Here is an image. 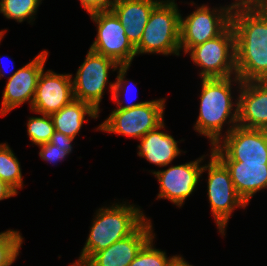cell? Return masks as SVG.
<instances>
[{"instance_id":"7402d4cb","label":"cell","mask_w":267,"mask_h":266,"mask_svg":"<svg viewBox=\"0 0 267 266\" xmlns=\"http://www.w3.org/2000/svg\"><path fill=\"white\" fill-rule=\"evenodd\" d=\"M42 0H1L0 1V13H2L7 19H14L21 23L26 19L32 22L42 3Z\"/></svg>"},{"instance_id":"7c38bea8","label":"cell","mask_w":267,"mask_h":266,"mask_svg":"<svg viewBox=\"0 0 267 266\" xmlns=\"http://www.w3.org/2000/svg\"><path fill=\"white\" fill-rule=\"evenodd\" d=\"M202 157L187 162L171 166L166 170L151 171L159 182V194L157 199H168L179 208L184 204V200L196 189L202 173L203 166L200 165L205 159Z\"/></svg>"},{"instance_id":"836d02e7","label":"cell","mask_w":267,"mask_h":266,"mask_svg":"<svg viewBox=\"0 0 267 266\" xmlns=\"http://www.w3.org/2000/svg\"><path fill=\"white\" fill-rule=\"evenodd\" d=\"M0 66H1V62H0ZM4 71V70H3ZM2 69H0V78L1 77H5V74L3 73Z\"/></svg>"},{"instance_id":"9c48e42d","label":"cell","mask_w":267,"mask_h":266,"mask_svg":"<svg viewBox=\"0 0 267 266\" xmlns=\"http://www.w3.org/2000/svg\"><path fill=\"white\" fill-rule=\"evenodd\" d=\"M210 152L220 161L267 163V130L237 125Z\"/></svg>"},{"instance_id":"4fadbf2b","label":"cell","mask_w":267,"mask_h":266,"mask_svg":"<svg viewBox=\"0 0 267 266\" xmlns=\"http://www.w3.org/2000/svg\"><path fill=\"white\" fill-rule=\"evenodd\" d=\"M48 53L43 50L33 60L8 77L2 96L1 116L7 115L8 112L27 101L31 108L38 79L44 69Z\"/></svg>"},{"instance_id":"1f68e13d","label":"cell","mask_w":267,"mask_h":266,"mask_svg":"<svg viewBox=\"0 0 267 266\" xmlns=\"http://www.w3.org/2000/svg\"><path fill=\"white\" fill-rule=\"evenodd\" d=\"M171 266H193L190 265L182 256H177L176 259L172 262Z\"/></svg>"},{"instance_id":"d6986e66","label":"cell","mask_w":267,"mask_h":266,"mask_svg":"<svg viewBox=\"0 0 267 266\" xmlns=\"http://www.w3.org/2000/svg\"><path fill=\"white\" fill-rule=\"evenodd\" d=\"M165 127L164 122L156 129L149 131L140 140L137 146L138 156L147 159L148 162L158 167H166L171 164L182 152L178 148V141L171 135L163 131H159Z\"/></svg>"},{"instance_id":"d4e9b609","label":"cell","mask_w":267,"mask_h":266,"mask_svg":"<svg viewBox=\"0 0 267 266\" xmlns=\"http://www.w3.org/2000/svg\"><path fill=\"white\" fill-rule=\"evenodd\" d=\"M41 116L30 117L27 123L28 137L37 146L48 143L55 132L51 116L46 114Z\"/></svg>"},{"instance_id":"30bf717a","label":"cell","mask_w":267,"mask_h":266,"mask_svg":"<svg viewBox=\"0 0 267 266\" xmlns=\"http://www.w3.org/2000/svg\"><path fill=\"white\" fill-rule=\"evenodd\" d=\"M90 17L97 26V35L89 49L114 60L120 66H131L137 56L136 49L116 15L109 9L92 13Z\"/></svg>"},{"instance_id":"ba28073f","label":"cell","mask_w":267,"mask_h":266,"mask_svg":"<svg viewBox=\"0 0 267 266\" xmlns=\"http://www.w3.org/2000/svg\"><path fill=\"white\" fill-rule=\"evenodd\" d=\"M196 8L187 17L180 16V50L185 54L192 47L217 37L231 24L232 4L220 9L204 4Z\"/></svg>"},{"instance_id":"6da1fadb","label":"cell","mask_w":267,"mask_h":266,"mask_svg":"<svg viewBox=\"0 0 267 266\" xmlns=\"http://www.w3.org/2000/svg\"><path fill=\"white\" fill-rule=\"evenodd\" d=\"M236 75L242 82H267V8L233 7Z\"/></svg>"},{"instance_id":"277c9868","label":"cell","mask_w":267,"mask_h":266,"mask_svg":"<svg viewBox=\"0 0 267 266\" xmlns=\"http://www.w3.org/2000/svg\"><path fill=\"white\" fill-rule=\"evenodd\" d=\"M180 16L175 0H161L151 11L136 55H180Z\"/></svg>"},{"instance_id":"8fae6325","label":"cell","mask_w":267,"mask_h":266,"mask_svg":"<svg viewBox=\"0 0 267 266\" xmlns=\"http://www.w3.org/2000/svg\"><path fill=\"white\" fill-rule=\"evenodd\" d=\"M119 66L114 60L89 49L72 79L74 99L89 103L100 112L99 106L109 81V71H116Z\"/></svg>"},{"instance_id":"4316f807","label":"cell","mask_w":267,"mask_h":266,"mask_svg":"<svg viewBox=\"0 0 267 266\" xmlns=\"http://www.w3.org/2000/svg\"><path fill=\"white\" fill-rule=\"evenodd\" d=\"M40 147V152L39 156L42 158L44 161H48L49 163H57L61 162L68 156L69 154L66 152L65 147H60L53 145L51 143H45L39 146Z\"/></svg>"},{"instance_id":"3957f363","label":"cell","mask_w":267,"mask_h":266,"mask_svg":"<svg viewBox=\"0 0 267 266\" xmlns=\"http://www.w3.org/2000/svg\"><path fill=\"white\" fill-rule=\"evenodd\" d=\"M124 203L97 210L79 259L69 266H83L95 253L131 235L147 219L139 207Z\"/></svg>"},{"instance_id":"5bb4252c","label":"cell","mask_w":267,"mask_h":266,"mask_svg":"<svg viewBox=\"0 0 267 266\" xmlns=\"http://www.w3.org/2000/svg\"><path fill=\"white\" fill-rule=\"evenodd\" d=\"M72 74H57L42 70L31 110L37 114L51 115L69 104L73 99Z\"/></svg>"},{"instance_id":"9a60e30c","label":"cell","mask_w":267,"mask_h":266,"mask_svg":"<svg viewBox=\"0 0 267 266\" xmlns=\"http://www.w3.org/2000/svg\"><path fill=\"white\" fill-rule=\"evenodd\" d=\"M147 218L131 235L95 253L83 266H129L141 248L155 236Z\"/></svg>"},{"instance_id":"7a4b0ae2","label":"cell","mask_w":267,"mask_h":266,"mask_svg":"<svg viewBox=\"0 0 267 266\" xmlns=\"http://www.w3.org/2000/svg\"><path fill=\"white\" fill-rule=\"evenodd\" d=\"M201 80L200 112L194 130L207 137L213 146L223 137L221 131L224 124L227 123L230 126L225 134L238 125V97L234 103L231 85L242 84V81L237 75Z\"/></svg>"},{"instance_id":"cb8c5ba5","label":"cell","mask_w":267,"mask_h":266,"mask_svg":"<svg viewBox=\"0 0 267 266\" xmlns=\"http://www.w3.org/2000/svg\"><path fill=\"white\" fill-rule=\"evenodd\" d=\"M152 237L139 251L129 266H171L177 255L167 257L165 251L156 249Z\"/></svg>"},{"instance_id":"4dcf8cb0","label":"cell","mask_w":267,"mask_h":266,"mask_svg":"<svg viewBox=\"0 0 267 266\" xmlns=\"http://www.w3.org/2000/svg\"><path fill=\"white\" fill-rule=\"evenodd\" d=\"M18 193L0 178V201L16 196Z\"/></svg>"},{"instance_id":"44dd1931","label":"cell","mask_w":267,"mask_h":266,"mask_svg":"<svg viewBox=\"0 0 267 266\" xmlns=\"http://www.w3.org/2000/svg\"><path fill=\"white\" fill-rule=\"evenodd\" d=\"M0 178L17 193L23 188L20 162L7 143H0Z\"/></svg>"},{"instance_id":"f546056e","label":"cell","mask_w":267,"mask_h":266,"mask_svg":"<svg viewBox=\"0 0 267 266\" xmlns=\"http://www.w3.org/2000/svg\"><path fill=\"white\" fill-rule=\"evenodd\" d=\"M233 7H262L267 8V0H235Z\"/></svg>"},{"instance_id":"ac0fdd59","label":"cell","mask_w":267,"mask_h":266,"mask_svg":"<svg viewBox=\"0 0 267 266\" xmlns=\"http://www.w3.org/2000/svg\"><path fill=\"white\" fill-rule=\"evenodd\" d=\"M221 162L228 169L237 194L247 205L257 191L267 188V163Z\"/></svg>"},{"instance_id":"8992f818","label":"cell","mask_w":267,"mask_h":266,"mask_svg":"<svg viewBox=\"0 0 267 266\" xmlns=\"http://www.w3.org/2000/svg\"><path fill=\"white\" fill-rule=\"evenodd\" d=\"M205 171H208L207 195L210 209L218 231L223 236L232 212L238 207L246 208L247 204L237 194L226 166L212 152L208 164L203 165L202 172Z\"/></svg>"},{"instance_id":"484cf974","label":"cell","mask_w":267,"mask_h":266,"mask_svg":"<svg viewBox=\"0 0 267 266\" xmlns=\"http://www.w3.org/2000/svg\"><path fill=\"white\" fill-rule=\"evenodd\" d=\"M129 65H122L117 68V76H116V81L115 82H110L109 87H110V92H111V97L113 102H115L116 109H131L133 107L139 106L144 104L145 102H137L133 104H127L125 105L123 100H120L121 94L125 95L126 93H130V82L125 80L124 77H126L127 70L129 69ZM129 82V83H128ZM133 84V83H132ZM130 89V90H129ZM125 93V94H124ZM130 99V98H129ZM133 100V99H132ZM124 104V105H123Z\"/></svg>"},{"instance_id":"f1b7e54d","label":"cell","mask_w":267,"mask_h":266,"mask_svg":"<svg viewBox=\"0 0 267 266\" xmlns=\"http://www.w3.org/2000/svg\"><path fill=\"white\" fill-rule=\"evenodd\" d=\"M73 140H74V138L67 136L63 133L55 131L54 134L51 136L49 143L56 145V146L65 147L66 152L68 154H70L72 152V149H73V147L71 145Z\"/></svg>"},{"instance_id":"ffe728a7","label":"cell","mask_w":267,"mask_h":266,"mask_svg":"<svg viewBox=\"0 0 267 266\" xmlns=\"http://www.w3.org/2000/svg\"><path fill=\"white\" fill-rule=\"evenodd\" d=\"M55 131L75 138L79 134L84 122L88 120L85 116L98 119L97 112L89 103L73 99L59 111L52 113Z\"/></svg>"},{"instance_id":"2e32d148","label":"cell","mask_w":267,"mask_h":266,"mask_svg":"<svg viewBox=\"0 0 267 266\" xmlns=\"http://www.w3.org/2000/svg\"><path fill=\"white\" fill-rule=\"evenodd\" d=\"M238 88V125L267 130V82H242Z\"/></svg>"},{"instance_id":"d6a6232c","label":"cell","mask_w":267,"mask_h":266,"mask_svg":"<svg viewBox=\"0 0 267 266\" xmlns=\"http://www.w3.org/2000/svg\"><path fill=\"white\" fill-rule=\"evenodd\" d=\"M5 32H6V29L0 31V42H1V39L3 38Z\"/></svg>"},{"instance_id":"83f0119b","label":"cell","mask_w":267,"mask_h":266,"mask_svg":"<svg viewBox=\"0 0 267 266\" xmlns=\"http://www.w3.org/2000/svg\"><path fill=\"white\" fill-rule=\"evenodd\" d=\"M112 2L113 0H80L82 7L89 15L95 12L109 10Z\"/></svg>"},{"instance_id":"5b68a950","label":"cell","mask_w":267,"mask_h":266,"mask_svg":"<svg viewBox=\"0 0 267 266\" xmlns=\"http://www.w3.org/2000/svg\"><path fill=\"white\" fill-rule=\"evenodd\" d=\"M187 53L200 67L201 79L236 76L235 35L231 24L217 37L192 47Z\"/></svg>"},{"instance_id":"603a6c76","label":"cell","mask_w":267,"mask_h":266,"mask_svg":"<svg viewBox=\"0 0 267 266\" xmlns=\"http://www.w3.org/2000/svg\"><path fill=\"white\" fill-rule=\"evenodd\" d=\"M23 243L21 233L16 230H7L0 233V266H11Z\"/></svg>"},{"instance_id":"52a82bcc","label":"cell","mask_w":267,"mask_h":266,"mask_svg":"<svg viewBox=\"0 0 267 266\" xmlns=\"http://www.w3.org/2000/svg\"><path fill=\"white\" fill-rule=\"evenodd\" d=\"M165 99L145 101L131 109H114L97 130L138 140L164 122Z\"/></svg>"},{"instance_id":"e0dca14e","label":"cell","mask_w":267,"mask_h":266,"mask_svg":"<svg viewBox=\"0 0 267 266\" xmlns=\"http://www.w3.org/2000/svg\"><path fill=\"white\" fill-rule=\"evenodd\" d=\"M161 0H113L110 10L124 26V31L131 44L136 47L143 35L153 8Z\"/></svg>"}]
</instances>
